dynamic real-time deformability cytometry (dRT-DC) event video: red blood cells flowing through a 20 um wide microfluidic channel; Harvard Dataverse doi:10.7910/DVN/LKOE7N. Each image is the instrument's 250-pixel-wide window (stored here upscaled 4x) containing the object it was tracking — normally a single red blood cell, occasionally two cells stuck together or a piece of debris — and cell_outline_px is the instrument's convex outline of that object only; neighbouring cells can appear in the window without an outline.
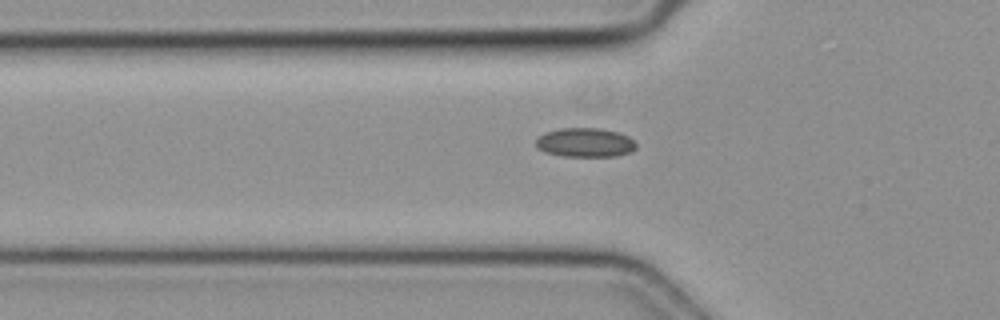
{"species": "common noctule bat (a hibernating species)", "species_latin": "Nyctalus noctula", "temperature_condition": "cold", "stored_images_in_passage": 38, "camera_frame_rate_fps": 3000, "um_per_image_px": 0.085, "animal": {"sex": "female", "body_mass_g": 19.3, "forearm_length_mm": 54.1}, "frame": {"image": 1, "passage_image": 7, "time_ms": 2.0, "image_size_px": [1000, 320], "cell_outline_px": [[636, 148], [632, 152], [616, 156], [564, 156], [544, 152], [536, 148], [536, 140], [544, 132], [560, 128], [600, 128], [620, 132], [628, 136], [636, 144]], "centroid_in_image_um": [49.74, 12.11], "position_along_channel_um": 76.1, "area_um2": 17.17}}
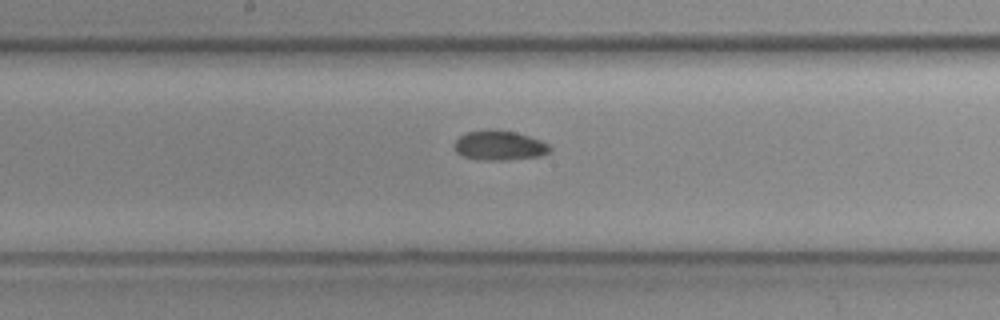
{"frame": {"image": 2, "passage_image": 17, "time_ms": 5.333, "image_size_px": [1000, 320], "cell_outline_px": [[552, 148], [548, 152], [540, 156], [504, 160], [484, 160], [464, 156], [456, 152], [452, 144], [464, 132], [488, 128], [492, 128], [516, 132], [540, 140], [548, 144]], "centroid_in_image_um": [42.4, 12.34], "position_along_channel_um": 205.8, "area_um2": 16.7}}
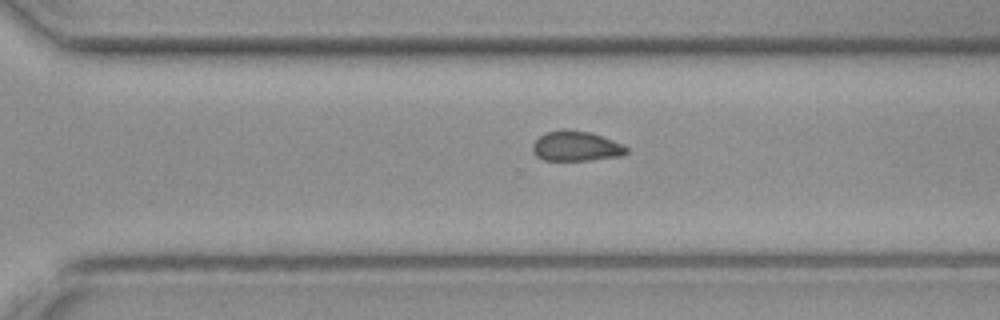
{"frame": {"image": 3, "passage_image": 26, "time_ms": 8.333, "image_size_px": [1000, 320], "cell_outline_px": [[628, 152], [620, 156], [588, 160], [544, 160], [536, 156], [532, 152], [532, 144], [544, 132], [564, 128], [588, 132], [612, 140], [628, 148]], "centroid_in_image_um": [48.91, 12.42], "position_along_channel_um": 321.7, "area_um2": 16.36}}